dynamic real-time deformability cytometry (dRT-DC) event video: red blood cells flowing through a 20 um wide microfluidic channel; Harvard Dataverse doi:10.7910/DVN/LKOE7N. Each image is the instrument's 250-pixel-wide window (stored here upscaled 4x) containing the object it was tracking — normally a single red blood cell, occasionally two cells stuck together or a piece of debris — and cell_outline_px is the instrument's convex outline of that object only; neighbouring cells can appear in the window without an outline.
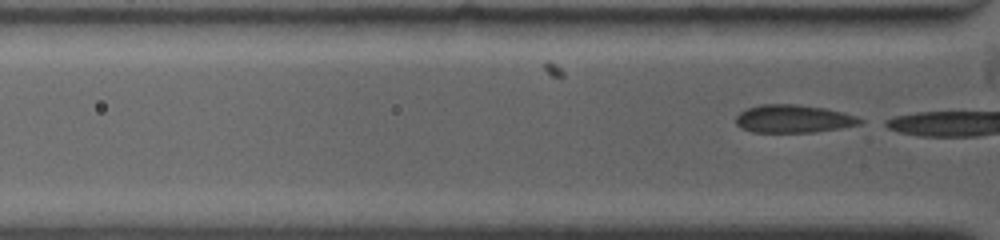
{"species": "common noctule bat (a hibernating species)", "species_latin": "Nyctalus noctula", "temperature_condition": "warm", "stored_images_in_passage": 4, "camera_frame_rate_fps": 4500, "um_per_image_px": 0.085, "animal": {"sex": "female", "body_mass_g": 19.0, "forearm_length_mm": 53.3}, "frame": {"image": 1, "passage_image": 4, "time_ms": 1.333, "image_size_px": [1000, 240], "cell_outline_px": [[864, 120], [860, 124], [840, 128], [816, 132], [752, 132], [736, 124], [736, 116], [740, 112], [748, 108], [760, 104], [796, 104], [824, 108], [844, 112], [856, 116]], "centroid_in_image_um": [67.46, 10.09], "position_along_channel_um": 58.3, "area_um2": 20.17}}